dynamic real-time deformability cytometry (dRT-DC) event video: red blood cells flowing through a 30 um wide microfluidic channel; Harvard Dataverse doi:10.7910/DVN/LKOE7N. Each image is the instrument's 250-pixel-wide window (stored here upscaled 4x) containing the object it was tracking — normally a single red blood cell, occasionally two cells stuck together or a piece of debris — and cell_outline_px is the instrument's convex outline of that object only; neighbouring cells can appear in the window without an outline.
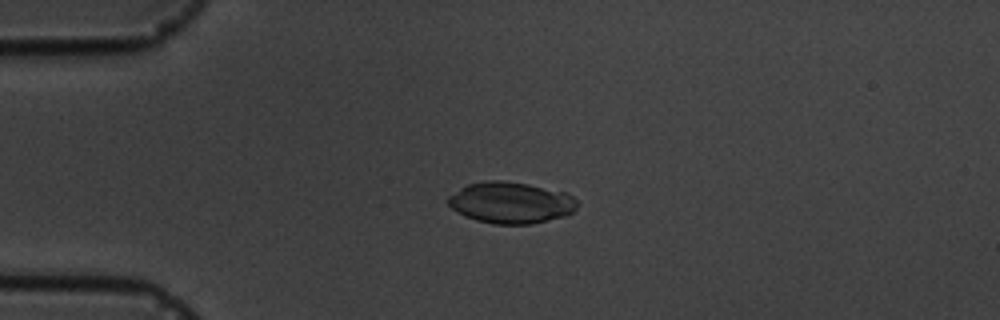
{"species": "common noctule bat (a hibernating species)", "species_latin": "Nyctalus noctula", "temperature_condition": "cold", "stored_images_in_passage": 5, "camera_frame_rate_fps": 3000, "um_per_image_px": 0.085, "animal": {"sex": "male", "body_mass_g": 19.5, "forearm_length_mm": 54.6}, "frame": {"image": 1, "passage_image": 3, "time_ms": 3.0, "image_size_px": [1000, 320], "cell_outline_px": [[576, 208], [572, 212], [564, 216], [532, 224], [492, 224], [476, 220], [464, 216], [456, 212], [448, 204], [448, 196], [460, 188], [468, 184], [484, 180], [500, 180], [528, 184], [568, 192], [576, 200]], "centroid_in_image_um": [43.4, 17.22], "position_along_channel_um": 41.6, "area_um2": 31.27}}